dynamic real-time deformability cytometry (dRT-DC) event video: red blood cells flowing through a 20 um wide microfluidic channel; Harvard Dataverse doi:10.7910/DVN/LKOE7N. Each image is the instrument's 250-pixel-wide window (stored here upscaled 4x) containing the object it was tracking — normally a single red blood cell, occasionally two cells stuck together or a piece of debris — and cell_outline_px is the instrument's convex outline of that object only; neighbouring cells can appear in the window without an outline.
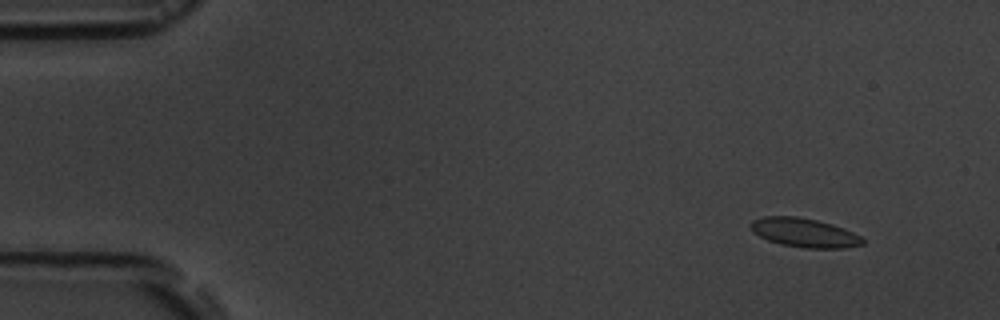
{"species": "common noctule bat (a hibernating species)", "species_latin": "Nyctalus noctula", "temperature_condition": "room temperature", "stored_images_in_passage": 17, "segment_of_instrument_passage": [1, 2], "camera_frame_rate_fps": 3000, "um_per_image_px": 0.085, "animal": {"sex": "male", "body_mass_g": 19.5, "forearm_length_mm": 54.6}, "frame": {"image": 1, "passage_image": 2, "time_ms": 1.333, "image_size_px": [1000, 320], "cell_outline_px": [[864, 244], [844, 248], [804, 248], [780, 244], [768, 240], [752, 232], [752, 220], [764, 216], [796, 216], [816, 220], [832, 224], [844, 228], [860, 236], [864, 240]], "centroid_in_image_um": [68.37, 19.78], "position_along_channel_um": 16.6, "area_um2": 18.84}}
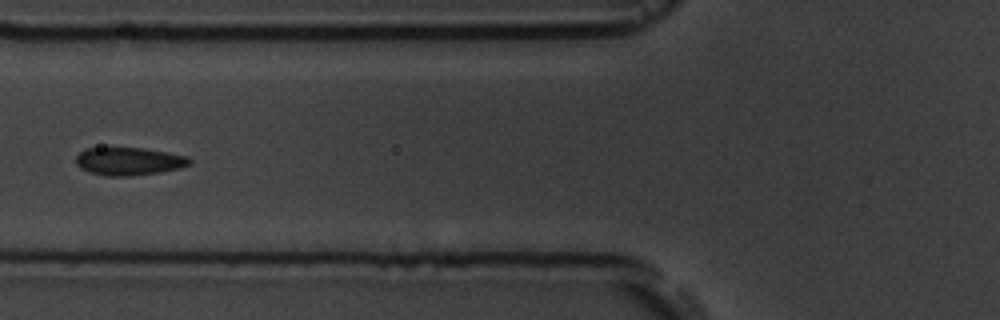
{"frame": {"image": 2, "passage_image": 7, "time_ms": 7.0, "image_size_px": [1000, 320], "cell_outline_px": [[192, 164], [180, 168], [160, 172], [128, 176], [108, 176], [88, 172], [80, 168], [76, 164], [76, 156], [84, 148], [144, 148], [188, 156], [192, 160]], "centroid_in_image_um": [10.96, 13.71], "position_along_channel_um": 114.8, "area_um2": 18.55}}
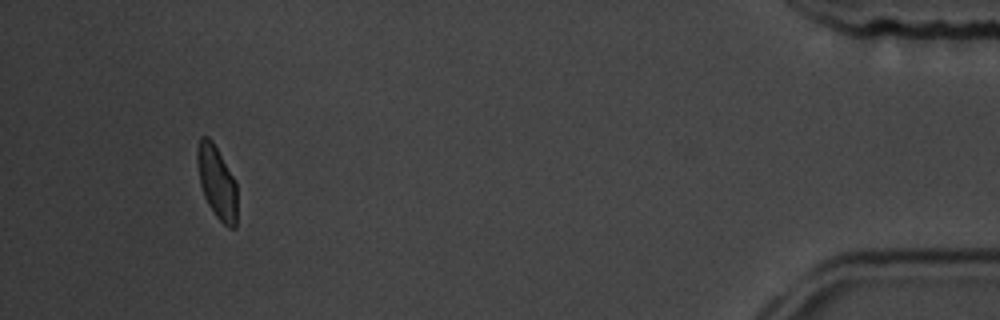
{"frame": {"image": 3, "passage_image": 16, "time_ms": 17.333, "image_size_px": [1000, 320], "cell_outline_px": [[236, 228], [228, 228], [216, 216], [208, 204], [204, 196], [200, 184], [196, 160], [196, 148], [200, 136], [208, 136], [212, 140], [232, 176], [236, 184]], "centroid_in_image_um": [18.4, 15.47], "position_along_channel_um": 416.8, "area_um2": 16.82}}